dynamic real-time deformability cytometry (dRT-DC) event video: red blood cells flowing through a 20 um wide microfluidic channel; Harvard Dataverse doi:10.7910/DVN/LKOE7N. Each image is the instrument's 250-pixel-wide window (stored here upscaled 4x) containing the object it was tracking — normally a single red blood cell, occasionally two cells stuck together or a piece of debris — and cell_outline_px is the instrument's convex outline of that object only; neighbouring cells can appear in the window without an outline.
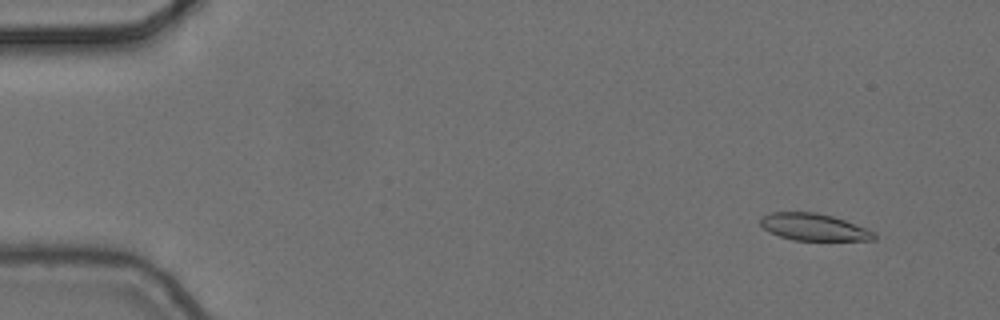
{"species": "common noctule bat (a hibernating species)", "species_latin": "Nyctalus noctula", "temperature_condition": "cold", "stored_images_in_passage": 7, "camera_frame_rate_fps": 3000, "um_per_image_px": 0.085, "animal": {"sex": "female", "body_mass_g": 24.6, "forearm_length_mm": 56.2}, "frame": {"image": 1, "passage_image": 1, "time_ms": 0.0, "image_size_px": [1000, 320], "cell_outline_px": [[876, 240], [792, 240], [768, 232], [760, 224], [760, 216], [772, 212], [816, 212], [832, 216], [844, 220], [876, 232]], "centroid_in_image_um": [69.15, 19.3], "position_along_channel_um": 15.8, "area_um2": 17.92}}
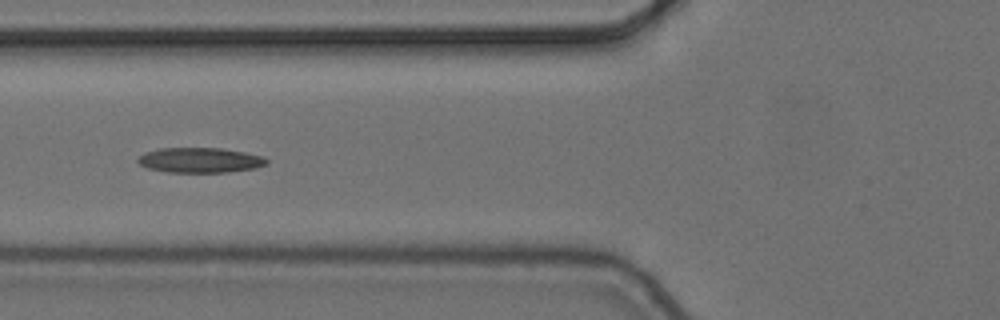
{"frame": {"image": 2, "passage_image": 5, "time_ms": 1.333, "image_size_px": [1000, 320], "cell_outline_px": [[268, 164], [256, 168], [228, 172], [168, 172], [148, 168], [140, 164], [136, 160], [144, 152], [160, 148], [220, 148], [244, 152], [264, 156], [268, 160]], "centroid_in_image_um": [17.02, 13.61], "position_along_channel_um": 108.8, "area_um2": 18.84}}
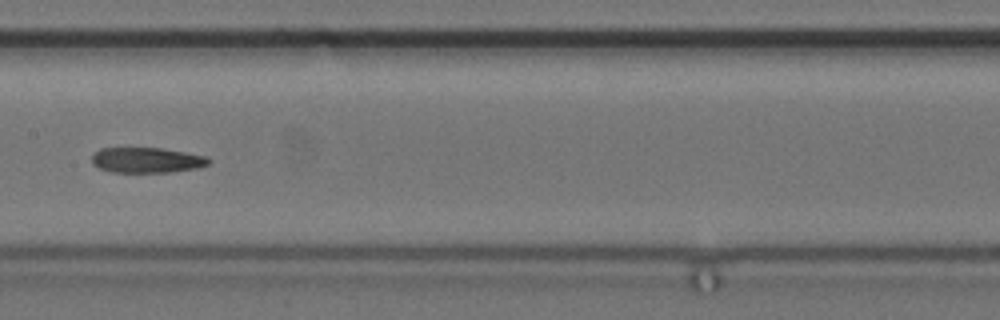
{"frame": {"image": 3, "passage_image": 7, "time_ms": 2.0, "image_size_px": [1000, 320], "cell_outline_px": [[212, 160], [208, 164], [200, 168], [168, 172], [112, 172], [100, 168], [92, 164], [92, 156], [100, 148], [164, 148], [208, 156]], "centroid_in_image_um": [12.53, 13.61], "position_along_channel_um": 194.9, "area_um2": 17.4}}